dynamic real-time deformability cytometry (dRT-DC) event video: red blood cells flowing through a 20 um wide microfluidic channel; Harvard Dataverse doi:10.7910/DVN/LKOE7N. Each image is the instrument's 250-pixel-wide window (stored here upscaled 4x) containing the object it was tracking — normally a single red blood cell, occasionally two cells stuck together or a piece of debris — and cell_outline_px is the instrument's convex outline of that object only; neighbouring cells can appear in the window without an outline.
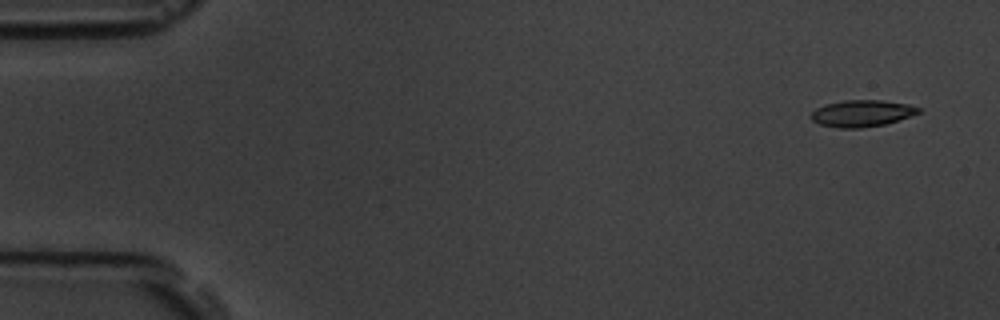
{"species": "common noctule bat (a hibernating species)", "species_latin": "Nyctalus noctula", "temperature_condition": "room temperature", "stored_images_in_passage": 5, "camera_frame_rate_fps": 3000, "um_per_image_px": 0.085, "animal": {"sex": "male", "body_mass_g": 19.5, "forearm_length_mm": 54.6}, "frame": {"image": 1, "passage_image": 1, "time_ms": 0.0, "image_size_px": [1000, 320], "cell_outline_px": [[920, 112], [884, 124], [860, 128], [836, 128], [820, 124], [812, 120], [812, 112], [816, 108], [824, 104], [844, 100], [880, 100], [908, 104], [920, 108]], "centroid_in_image_um": [73.21, 9.63], "position_along_channel_um": 11.8, "area_um2": 16.47}}
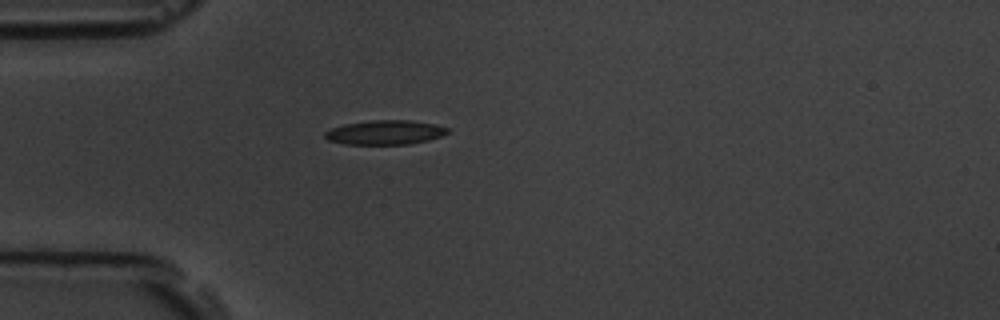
{"frame": {"image": 2, "passage_image": 4, "time_ms": 4.333, "image_size_px": [1000, 320], "cell_outline_px": [[452, 132], [428, 140], [408, 144], [344, 144], [328, 140], [324, 136], [324, 132], [332, 128], [344, 124], [372, 120], [408, 120], [436, 124], [448, 128]], "centroid_in_image_um": [32.75, 11.25], "position_along_channel_um": 52.3, "area_um2": 17.4}}